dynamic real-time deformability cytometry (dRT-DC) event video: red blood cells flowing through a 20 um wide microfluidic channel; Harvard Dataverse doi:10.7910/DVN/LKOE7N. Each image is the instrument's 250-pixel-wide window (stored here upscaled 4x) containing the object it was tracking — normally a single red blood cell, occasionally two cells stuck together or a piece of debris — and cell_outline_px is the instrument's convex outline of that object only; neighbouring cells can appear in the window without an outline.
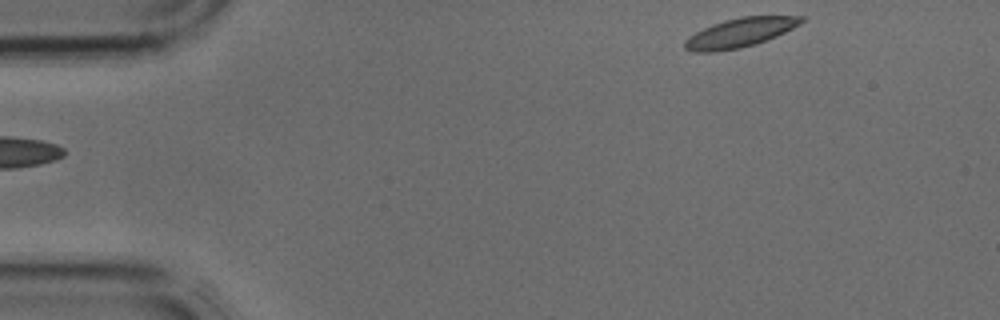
{"species": "common noctule bat (a hibernating species)", "species_latin": "Nyctalus noctula", "temperature_condition": "cold", "stored_images_in_passage": 4, "segment_of_instrument_passage": [2, 2], "camera_frame_rate_fps": 3000, "um_per_image_px": 0.085, "animal": {"sex": "male", "body_mass_g": 17.9, "forearm_length_mm": 54.2}, "frame": {"image": 1, "passage_image": 4, "time_ms": 1.0, "image_size_px": [1000, 320], "cell_outline_px": [[804, 20], [800, 24], [776, 36], [756, 44], [740, 48], [716, 52], [692, 52], [684, 48], [684, 40], [688, 36], [712, 24], [724, 20], [740, 16], [804, 16]], "centroid_in_image_um": [62.85, 2.78], "position_along_channel_um": 22.1, "area_um2": 19.83}}